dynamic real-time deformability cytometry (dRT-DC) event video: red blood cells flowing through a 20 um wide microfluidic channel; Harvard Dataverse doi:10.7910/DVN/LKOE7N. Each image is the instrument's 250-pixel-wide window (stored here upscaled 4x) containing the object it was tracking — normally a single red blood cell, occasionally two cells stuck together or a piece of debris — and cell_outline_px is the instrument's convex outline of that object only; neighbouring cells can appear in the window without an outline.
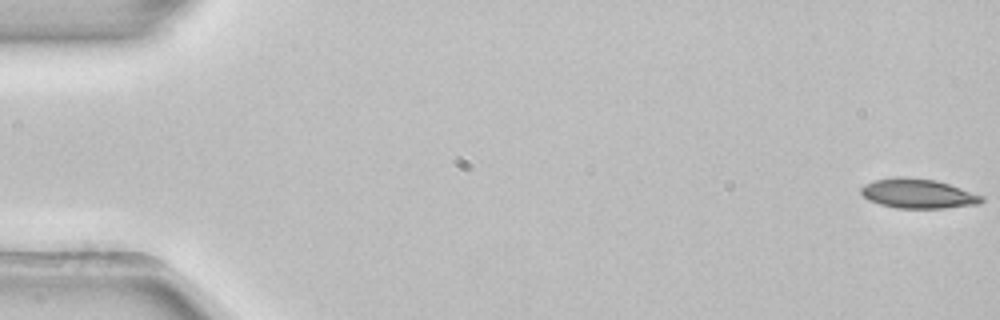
{"species": "common noctule bat (a hibernating species)", "species_latin": "Nyctalus noctula", "temperature_condition": "room temperature", "stored_images_in_passage": 26, "camera_frame_rate_fps": 3000, "um_per_image_px": 0.085, "animal": {"sex": "female", "body_mass_g": 22.7, "forearm_length_mm": 54.2}, "frame": {"image": 1, "passage_image": 1, "time_ms": 0.0, "image_size_px": [1000, 320], "cell_outline_px": [[984, 200], [980, 204], [944, 208], [896, 208], [880, 204], [868, 200], [860, 192], [860, 188], [864, 184], [876, 180], [896, 176], [904, 176], [936, 180], [984, 196]], "centroid_in_image_um": [78.02, 16.45], "position_along_channel_um": 7.0, "area_um2": 20.81}}
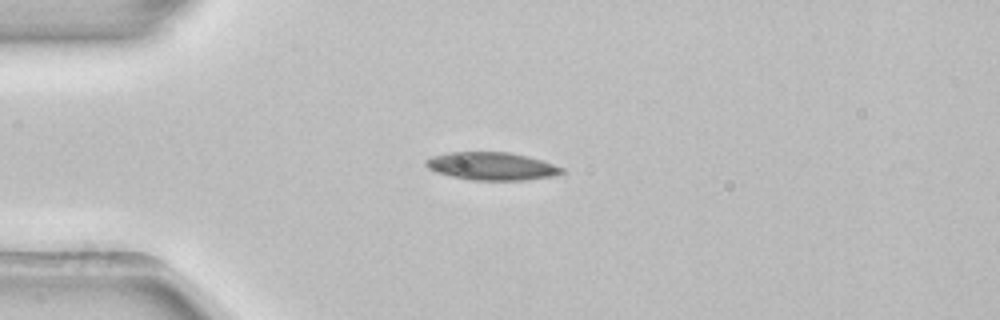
{"frame": {"image": 2, "passage_image": 14, "time_ms": 4.333, "image_size_px": [1000, 320], "cell_outline_px": [[564, 172], [552, 176], [528, 180], [472, 180], [452, 176], [436, 172], [428, 168], [424, 164], [424, 160], [432, 156], [448, 152], [508, 152], [528, 156], [564, 168]], "centroid_in_image_um": [41.76, 14.12], "position_along_channel_um": 43.2, "area_um2": 22.02}}
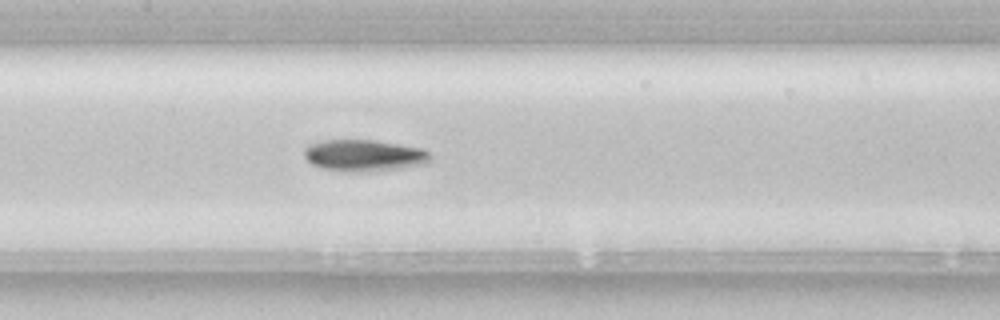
{"frame": {"image": 3, "passage_image": 26, "time_ms": 8.333, "image_size_px": [1000, 320], "cell_outline_px": [[432, 160], [428, 164], [400, 168], [368, 172], [344, 172], [320, 168], [312, 164], [304, 156], [304, 148], [308, 144], [324, 140], [376, 140], [420, 148], [428, 152], [432, 156]], "centroid_in_image_um": [30.94, 13.23], "position_along_channel_um": 176.5, "area_um2": 23.58}}